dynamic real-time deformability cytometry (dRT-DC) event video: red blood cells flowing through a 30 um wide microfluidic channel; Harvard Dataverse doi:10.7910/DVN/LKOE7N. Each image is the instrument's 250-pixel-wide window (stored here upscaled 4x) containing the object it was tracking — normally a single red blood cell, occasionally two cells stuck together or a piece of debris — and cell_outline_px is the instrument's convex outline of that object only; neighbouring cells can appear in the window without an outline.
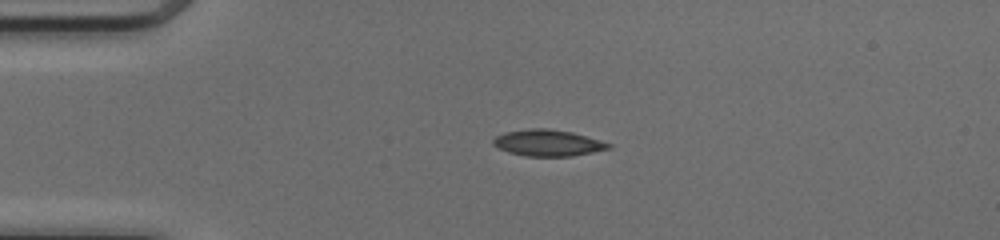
{"species": "common noctule bat (a hibernating species)", "species_latin": "Nyctalus noctula", "temperature_condition": "cold", "stored_images_in_passage": 39, "camera_frame_rate_fps": 3000, "um_per_image_px": 0.085, "animal": {"sex": "female", "body_mass_g": 17.0, "forearm_length_mm": 48.0}, "frame": {"image": 1, "passage_image": 1, "time_ms": 0.0, "image_size_px": [1000, 240], "cell_outline_px": [[612, 148], [572, 156], [524, 156], [508, 152], [492, 144], [492, 140], [496, 136], [504, 132], [532, 128], [548, 128], [572, 132], [600, 140], [612, 144]], "centroid_in_image_um": [46.57, 12.14], "position_along_channel_um": 38.4, "area_um2": 17.74}}
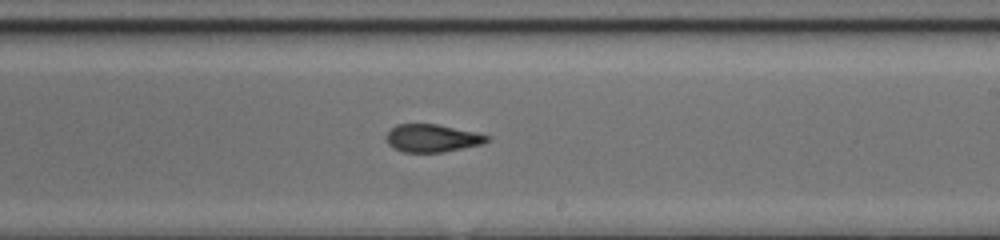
{"frame": {"image": 2, "passage_image": 19, "time_ms": 6.0, "image_size_px": [1000, 240], "cell_outline_px": [[492, 140], [484, 144], [444, 152], [404, 152], [392, 148], [388, 144], [384, 136], [396, 124], [436, 124], [476, 132], [492, 136]], "centroid_in_image_um": [36.77, 11.75], "position_along_channel_um": 252.2, "area_um2": 16.59}}
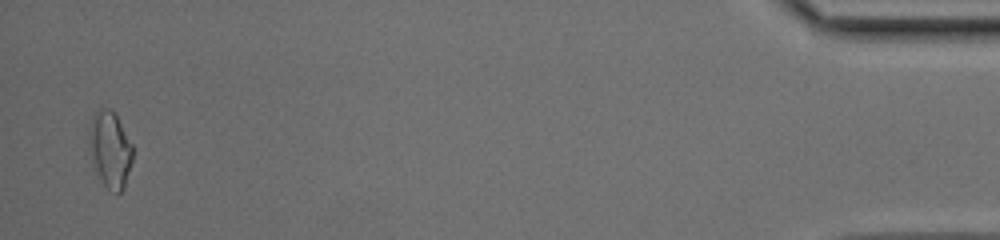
{"frame": {"image": 3, "passage_image": 38, "time_ms": 12.333, "image_size_px": [1000, 240], "cell_outline_px": [[132, 160], [124, 188], [120, 192], [116, 192], [108, 188], [104, 184], [96, 168], [92, 156], [88, 136], [92, 116], [100, 108], [108, 108], [116, 116], [132, 144]], "centroid_in_image_um": [9.37, 12.68], "position_along_channel_um": 425.8, "area_um2": 18.67}, "authors_computed_cell_mechanics": {"area_um2": 17.1666, "velocity_mm_per_s": 4.1458, "shape_relaxation_time_tau1_ms": null, "shape_relaxation_time_tau2_ms": 2.5041, "deformation_change_tau1": null, "deformation_change_tau2": 0.0989}}